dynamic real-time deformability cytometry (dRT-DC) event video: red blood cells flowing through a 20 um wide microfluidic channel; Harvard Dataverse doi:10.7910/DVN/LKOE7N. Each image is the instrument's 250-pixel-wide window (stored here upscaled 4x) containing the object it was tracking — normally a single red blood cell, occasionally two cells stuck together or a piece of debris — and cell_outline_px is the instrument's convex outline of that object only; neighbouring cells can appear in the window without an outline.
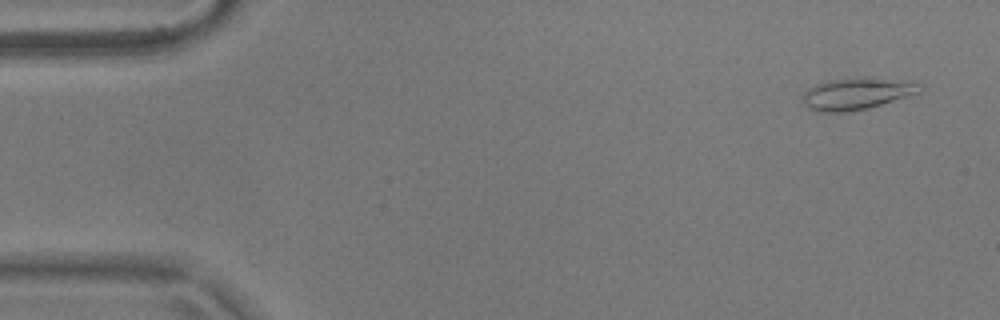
{"species": "common noctule bat (a hibernating species)", "species_latin": "Nyctalus noctula", "temperature_condition": "warm", "stored_images_in_passage": 36, "camera_frame_rate_fps": 3000, "um_per_image_px": 0.085, "animal": {"sex": "male", "body_mass_g": 17.9}, "frame": {"image": 1, "passage_image": 3, "time_ms": 0.667, "image_size_px": [1000, 320], "cell_outline_px": [[924, 88], [920, 92], [868, 108], [844, 112], [820, 112], [808, 108], [804, 104], [804, 92], [816, 84], [828, 80], [864, 76], [920, 84]], "centroid_in_image_um": [72.79, 7.96], "position_along_channel_um": 12.2, "area_um2": 21.39}}
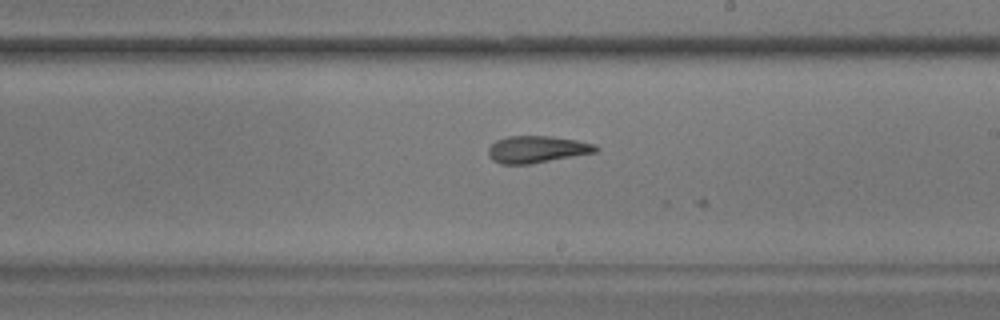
{"frame": {"image": 2, "passage_image": 31, "time_ms": 10.0, "image_size_px": [1000, 320], "cell_outline_px": [[600, 148], [596, 152], [528, 164], [500, 164], [492, 160], [488, 156], [488, 148], [496, 140], [508, 136], [552, 136], [576, 140], [596, 144]], "centroid_in_image_um": [45.62, 12.69], "position_along_channel_um": 243.4, "area_um2": 16.88}}
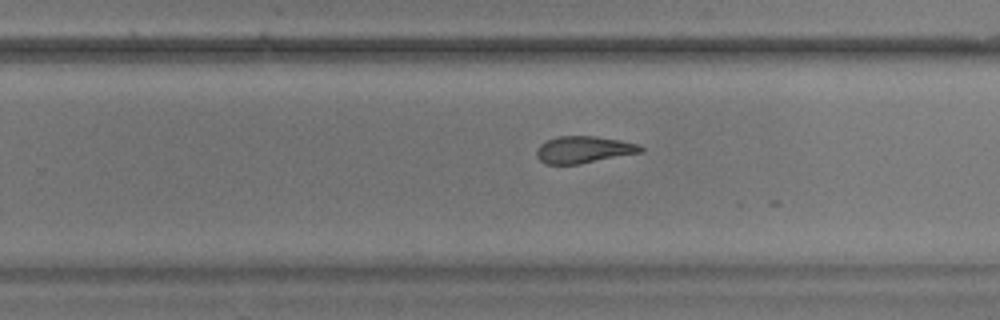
{"frame": {"image": 3, "passage_image": 34, "time_ms": 11.0, "image_size_px": [1000, 320], "cell_outline_px": [[644, 152], [576, 164], [544, 164], [536, 156], [536, 148], [544, 140], [556, 136], [596, 136], [620, 140], [640, 144], [644, 148]], "centroid_in_image_um": [49.59, 12.7], "position_along_channel_um": 280.2, "area_um2": 16.53}}